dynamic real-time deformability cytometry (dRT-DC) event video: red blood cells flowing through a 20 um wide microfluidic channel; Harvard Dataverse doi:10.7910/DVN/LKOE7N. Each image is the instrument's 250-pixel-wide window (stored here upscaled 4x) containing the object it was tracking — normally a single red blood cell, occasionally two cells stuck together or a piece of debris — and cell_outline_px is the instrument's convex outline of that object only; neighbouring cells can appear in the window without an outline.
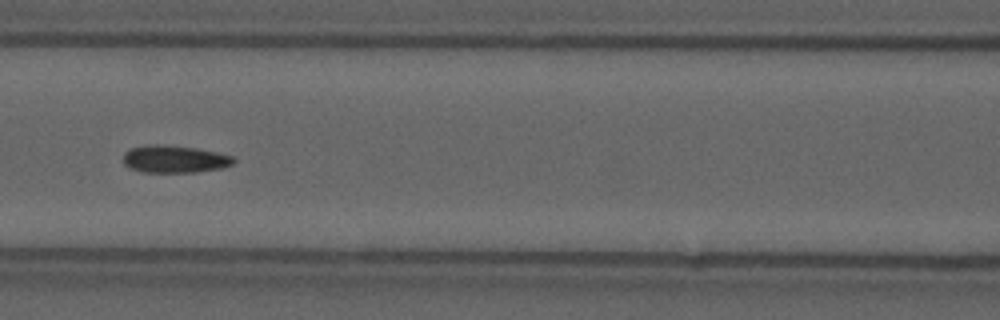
{"species": "common noctule bat (a hibernating species)", "species_latin": "Nyctalus noctula", "temperature_condition": "cold", "stored_images_in_passage": 14, "camera_frame_rate_fps": 3000, "um_per_image_px": 0.085, "animal": {"sex": "male", "forearm_length_mm": 52.5}, "frame": {"image": 1, "passage_image": 7, "time_ms": 2.0, "image_size_px": [1000, 320], "cell_outline_px": [[236, 160], [232, 164], [220, 168], [196, 172], [140, 172], [128, 168], [124, 164], [124, 152], [128, 148], [148, 144], [164, 144], [196, 148], [236, 156]], "centroid_in_image_um": [14.81, 13.51], "position_along_channel_um": 151.8, "area_um2": 17.92}}